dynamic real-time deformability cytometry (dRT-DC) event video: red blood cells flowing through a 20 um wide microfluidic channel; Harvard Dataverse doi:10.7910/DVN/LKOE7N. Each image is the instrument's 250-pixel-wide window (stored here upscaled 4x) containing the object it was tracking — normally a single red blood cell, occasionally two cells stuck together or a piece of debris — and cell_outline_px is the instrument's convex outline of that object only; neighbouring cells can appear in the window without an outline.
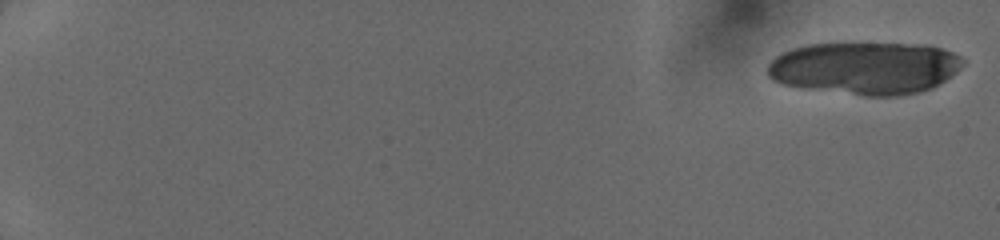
{"species": "human", "species_latin": "Homo sapiens", "temperature_condition": "cold", "stored_images_in_passage": 22, "camera_frame_rate_fps": 3000, "um_per_image_px": 0.085, "donor": {"sex": "female"}, "frame": {"image": 1, "passage_image": 1, "time_ms": 0.0, "image_size_px": [1000, 240], "cell_outline_px": [[964, 64], [956, 72], [932, 88], [920, 92], [900, 96], [864, 96], [804, 88], [784, 84], [772, 80], [768, 76], [768, 64], [776, 56], [792, 48], [808, 44], [916, 44], [940, 48], [952, 52], [960, 56], [964, 60]], "centroid_in_image_um": [73.52, 5.8], "position_along_channel_um": 11.5, "area_um2": 59.59}}